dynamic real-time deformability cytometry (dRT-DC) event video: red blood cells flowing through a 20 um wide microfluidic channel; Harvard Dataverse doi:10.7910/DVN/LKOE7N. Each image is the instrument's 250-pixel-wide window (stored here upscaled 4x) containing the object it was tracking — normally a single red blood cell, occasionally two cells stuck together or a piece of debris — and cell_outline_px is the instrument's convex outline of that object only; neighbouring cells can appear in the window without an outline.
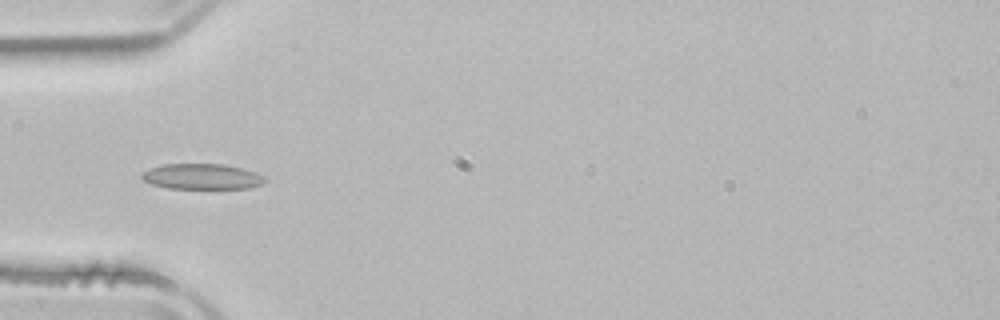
{"species": "common noctule bat (a hibernating species)", "species_latin": "Nyctalus noctula", "temperature_condition": "room temperature", "stored_images_in_passage": 4, "camera_frame_rate_fps": 3000, "um_per_image_px": 0.085, "animal": {"sex": "male", "body_mass_g": 21.5, "forearm_length_mm": 52.0}, "frame": {"image": 1, "passage_image": 3, "time_ms": 4.333, "image_size_px": [1000, 320], "cell_outline_px": [[268, 180], [260, 184], [248, 188], [168, 188], [152, 184], [144, 180], [140, 176], [148, 168], [164, 164], [224, 164], [244, 168], [256, 172], [264, 176]], "centroid_in_image_um": [17.18, 14.99], "position_along_channel_um": 67.8, "area_um2": 18.32}}
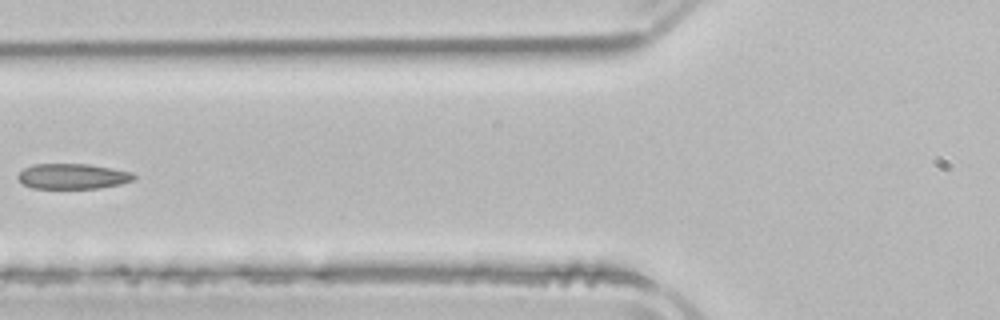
{"frame": {"image": 2, "passage_image": 4, "time_ms": 5.667, "image_size_px": [1000, 320], "cell_outline_px": [[136, 176], [132, 180], [120, 184], [100, 188], [32, 188], [24, 184], [16, 176], [24, 168], [32, 164], [88, 164], [112, 168], [132, 172]], "centroid_in_image_um": [6.17, 14.98], "position_along_channel_um": 119.6, "area_um2": 17.05}}